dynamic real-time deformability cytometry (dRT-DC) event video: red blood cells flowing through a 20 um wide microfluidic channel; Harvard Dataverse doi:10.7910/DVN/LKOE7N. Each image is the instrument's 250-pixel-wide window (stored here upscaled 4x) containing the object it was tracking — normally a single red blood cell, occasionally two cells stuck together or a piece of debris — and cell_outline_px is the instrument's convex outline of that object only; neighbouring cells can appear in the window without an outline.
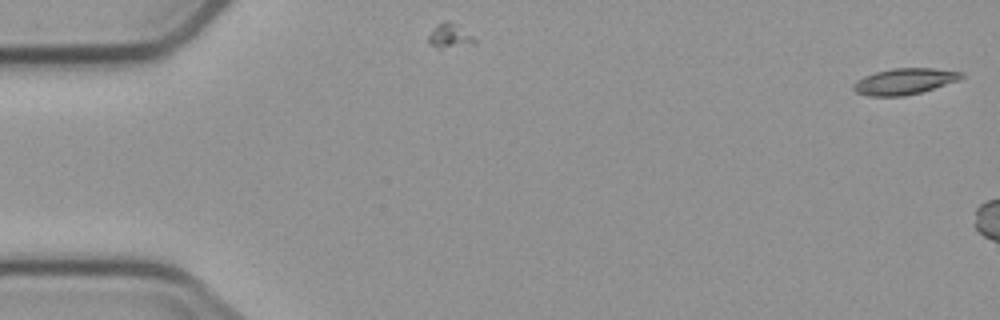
{"species": "common noctule bat (a hibernating species)", "species_latin": "Nyctalus noctula", "temperature_condition": "cold", "stored_images_in_passage": 2, "camera_frame_rate_fps": 3000, "um_per_image_px": 0.085, "animal": {"sex": "male", "body_mass_g": 23.1, "forearm_length_mm": 52.7}, "frame": {"image": 1, "passage_image": 1, "time_ms": 0.0, "image_size_px": [1000, 320], "cell_outline_px": [[964, 76], [960, 80], [920, 92], [904, 96], [868, 96], [856, 92], [852, 88], [852, 84], [856, 80], [864, 76], [876, 72], [892, 68], [932, 68], [964, 72]], "centroid_in_image_um": [76.87, 6.91], "position_along_channel_um": 8.1, "area_um2": 16.47}}